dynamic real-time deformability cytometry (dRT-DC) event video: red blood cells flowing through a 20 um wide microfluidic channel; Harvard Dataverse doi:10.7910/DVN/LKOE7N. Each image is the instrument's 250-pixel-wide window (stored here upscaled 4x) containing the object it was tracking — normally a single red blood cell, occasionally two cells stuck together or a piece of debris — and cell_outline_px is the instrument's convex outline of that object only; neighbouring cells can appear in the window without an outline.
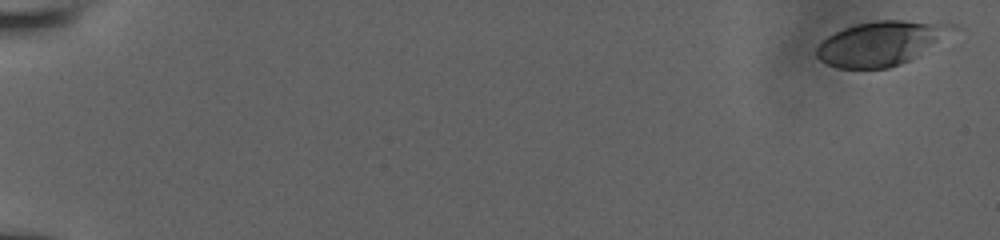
{"species": "human", "species_latin": "Homo sapiens", "temperature_condition": "room temperature", "stored_images_in_passage": 48, "camera_frame_rate_fps": 3000, "um_per_image_px": 0.085, "donor": {"sex": "male"}, "frame": {"image": 1, "passage_image": 1, "time_ms": 0.0, "image_size_px": [1000, 240], "cell_outline_px": [[964, 28], [908, 60], [900, 64], [888, 68], [836, 68], [820, 60], [816, 56], [816, 48], [820, 40], [844, 28], [856, 24], [876, 20], [904, 20], [956, 24]], "centroid_in_image_um": [74.93, 3.65], "position_along_channel_um": 10.1, "area_um2": 35.32}}
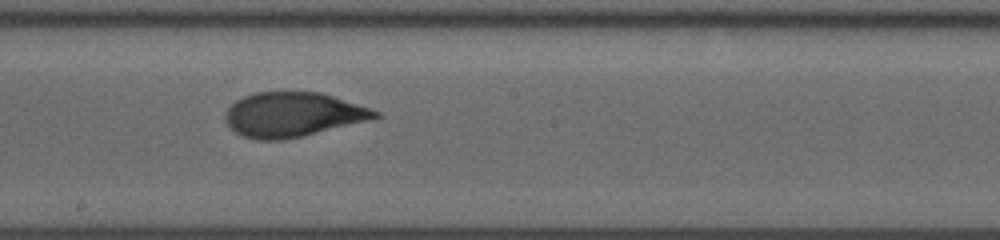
{"frame": {"image": 2, "passage_image": 27, "time_ms": 10.667, "image_size_px": [1000, 240], "cell_outline_px": [[384, 116], [368, 120], [300, 136], [280, 140], [256, 140], [244, 136], [236, 132], [224, 120], [224, 112], [236, 100], [244, 96], [256, 92], [320, 92], [380, 112]], "centroid_in_image_um": [24.84, 9.73], "position_along_channel_um": 223.4, "area_um2": 38.32}}
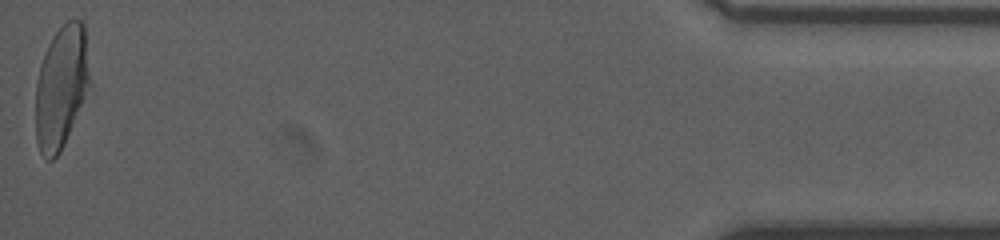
{"frame": {"image": 3, "passage_image": 48, "time_ms": 18.0, "image_size_px": [1000, 240], "cell_outline_px": [[92, 84], [64, 144], [60, 152], [52, 160], [48, 160], [40, 152], [36, 140], [36, 80], [40, 64], [48, 44], [52, 36], [68, 20], [84, 20]], "centroid_in_image_um": [5.24, 7.36], "position_along_channel_um": 430.0, "area_um2": 39.3}}